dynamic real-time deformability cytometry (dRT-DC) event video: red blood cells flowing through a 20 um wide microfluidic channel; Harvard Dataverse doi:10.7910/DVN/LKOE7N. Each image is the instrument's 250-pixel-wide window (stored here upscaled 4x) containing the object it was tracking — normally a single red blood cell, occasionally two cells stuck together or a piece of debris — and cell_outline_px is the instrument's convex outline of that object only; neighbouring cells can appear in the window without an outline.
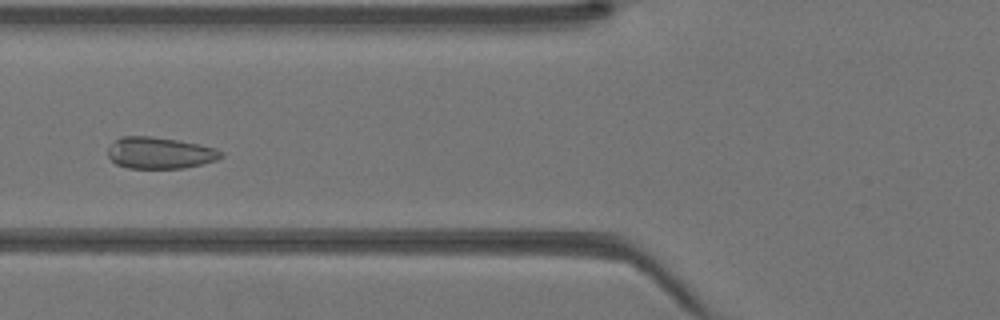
{"species": "Egyptian fruit bat (a non-hibernating species)", "species_latin": "Rousettus aegyptiacus", "temperature_condition": "warm", "stored_images_in_passage": 44, "camera_frame_rate_fps": 3000, "um_per_image_px": 0.085, "animal": {"sex": "female"}, "frame": {"image": 1, "passage_image": 18, "time_ms": 5.667, "image_size_px": [1000, 320], "cell_outline_px": [[224, 156], [216, 160], [184, 168], [128, 168], [116, 164], [108, 156], [108, 148], [120, 136], [152, 136], [200, 144], [216, 148], [224, 152]], "centroid_in_image_um": [13.6, 12.99], "position_along_channel_um": 112.2, "area_um2": 20.81}}
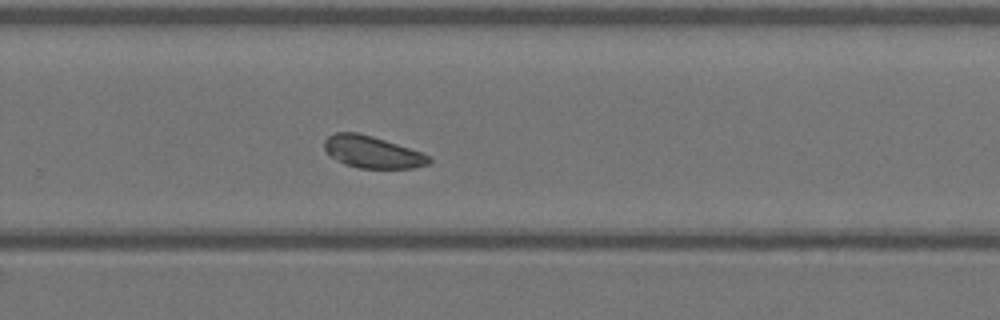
{"frame": {"image": 2, "passage_image": 30, "time_ms": 9.667, "image_size_px": [1000, 320], "cell_outline_px": [[432, 160], [428, 164], [416, 168], [360, 168], [344, 164], [332, 156], [324, 148], [324, 140], [328, 136], [336, 132], [356, 132], [372, 136], [432, 156]], "centroid_in_image_um": [31.66, 12.93], "position_along_channel_um": 298.1, "area_um2": 19.31}}
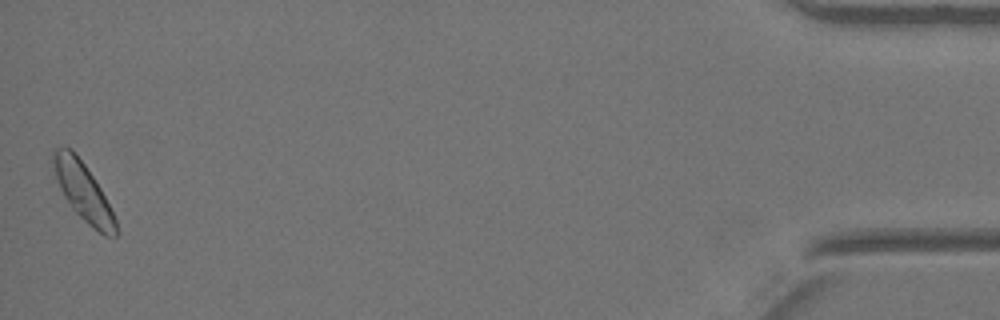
{"frame": {"image": 3, "passage_image": 44, "time_ms": 14.333, "image_size_px": [1000, 320], "cell_outline_px": [[116, 236], [104, 236], [92, 228], [72, 208], [64, 196], [60, 188], [56, 176], [52, 160], [52, 152], [56, 148], [68, 148], [84, 164], [100, 188], [116, 220]], "centroid_in_image_um": [7.07, 16.33], "position_along_channel_um": 428.1, "area_um2": 20.29}}